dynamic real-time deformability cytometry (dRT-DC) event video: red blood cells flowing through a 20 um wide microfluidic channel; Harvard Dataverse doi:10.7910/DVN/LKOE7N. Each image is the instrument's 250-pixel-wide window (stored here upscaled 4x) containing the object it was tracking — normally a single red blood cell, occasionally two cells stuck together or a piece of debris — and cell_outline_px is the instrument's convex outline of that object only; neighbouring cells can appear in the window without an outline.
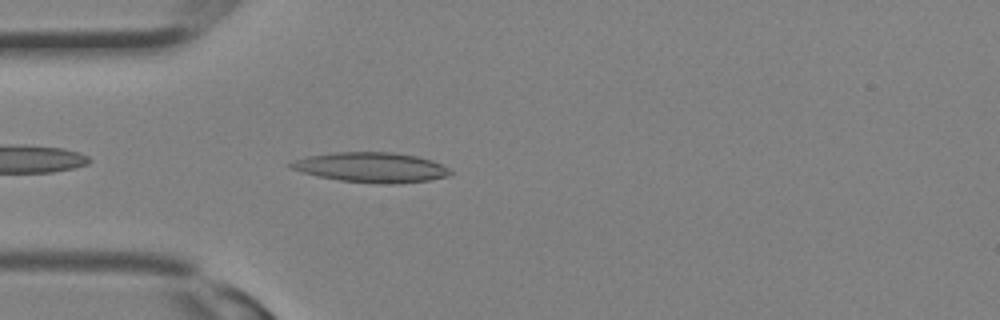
{"species": "Egyptian fruit bat (a non-hibernating species)", "species_latin": "Rousettus aegyptiacus", "temperature_condition": "room temperature", "stored_images_in_passage": 9, "camera_frame_rate_fps": 3000, "um_per_image_px": 0.085, "animal": {"sex": "female"}, "frame": {"image": 1, "passage_image": 1, "time_ms": 0.0, "image_size_px": [1000, 320], "cell_outline_px": [[452, 172], [448, 176], [428, 180], [396, 184], [392, 184], [340, 180], [320, 176], [304, 172], [292, 168], [288, 164], [296, 160], [308, 156], [336, 152], [392, 152], [416, 156], [432, 160], [448, 168]], "centroid_in_image_um": [31.6, 14.22], "position_along_channel_um": 53.4, "area_um2": 27.34}}
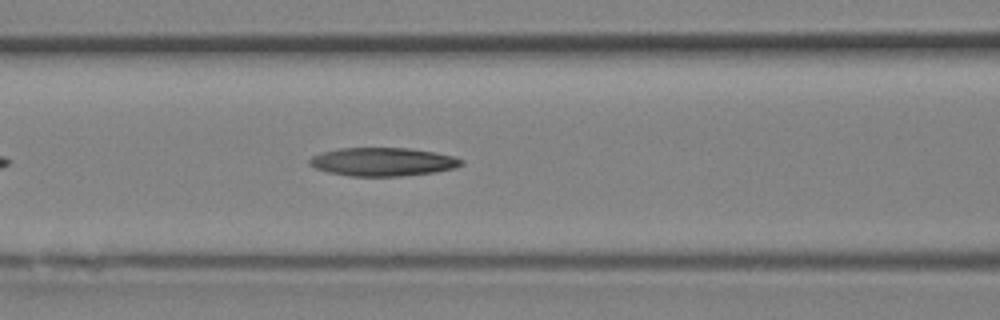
{"frame": {"image": 2, "passage_image": 5, "time_ms": 1.333, "image_size_px": [1000, 320], "cell_outline_px": [[464, 164], [456, 168], [436, 172], [404, 176], [352, 176], [328, 172], [316, 168], [308, 164], [308, 160], [312, 156], [320, 152], [340, 148], [408, 148], [432, 152], [452, 156], [464, 160]], "centroid_in_image_um": [32.53, 13.76], "position_along_channel_um": 134.1, "area_um2": 25.2}}
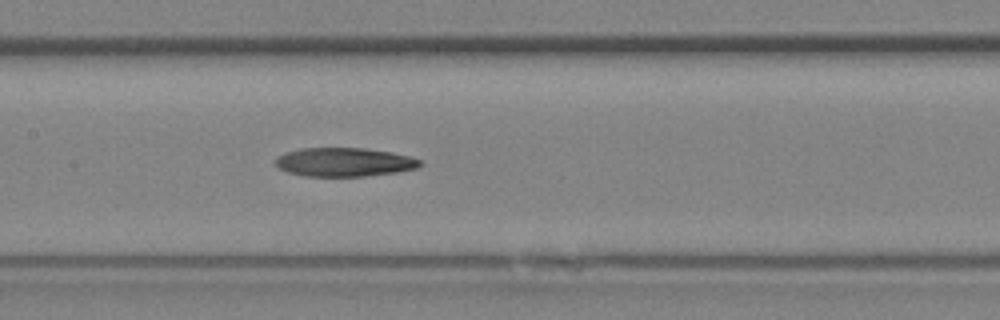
{"frame": {"image": 3, "passage_image": 7, "time_ms": 2.0, "image_size_px": [1000, 320], "cell_outline_px": [[424, 164], [416, 168], [396, 172], [364, 176], [304, 176], [288, 172], [280, 168], [276, 164], [276, 160], [280, 156], [288, 152], [300, 148], [364, 148], [392, 152], [408, 156], [420, 160]], "centroid_in_image_um": [29.29, 13.78], "position_along_channel_um": 178.1, "area_um2": 23.99}}